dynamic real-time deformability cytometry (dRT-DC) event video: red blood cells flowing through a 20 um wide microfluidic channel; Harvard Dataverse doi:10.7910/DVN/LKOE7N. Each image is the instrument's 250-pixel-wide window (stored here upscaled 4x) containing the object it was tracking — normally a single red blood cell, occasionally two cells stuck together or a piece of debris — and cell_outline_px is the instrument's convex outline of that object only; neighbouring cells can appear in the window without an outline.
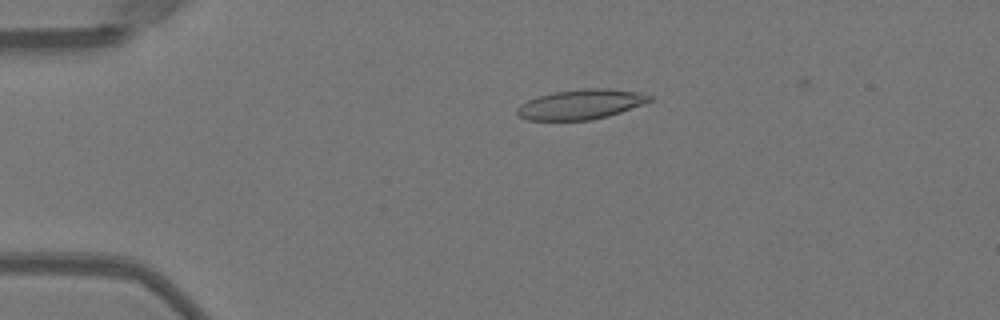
{"species": "Egyptian fruit bat (a non-hibernating species)", "species_latin": "Rousettus aegyptiacus", "temperature_condition": "warm", "stored_images_in_passage": 48, "camera_frame_rate_fps": 3000, "um_per_image_px": 0.085, "animal": {"sex": "female"}, "frame": {"image": 1, "passage_image": 8, "time_ms": 2.333, "image_size_px": [1000, 320], "cell_outline_px": [[652, 100], [644, 104], [608, 116], [592, 120], [528, 120], [520, 116], [516, 112], [516, 108], [520, 104], [528, 100], [540, 96], [556, 92], [584, 88], [608, 88], [640, 92], [652, 96]], "centroid_in_image_um": [49.4, 8.87], "position_along_channel_um": 35.6, "area_um2": 23.0}}
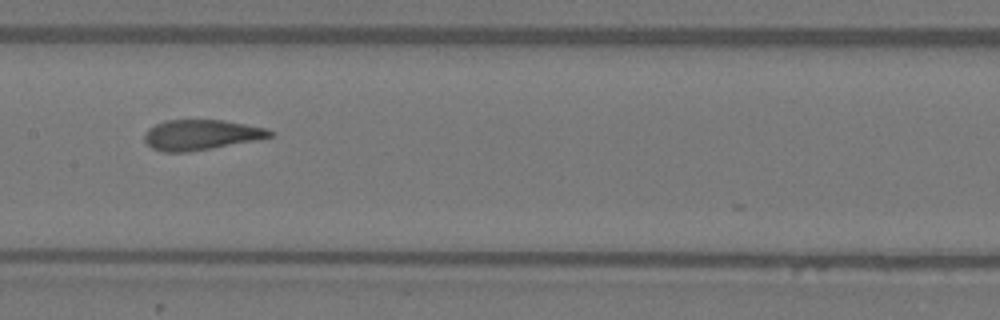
{"frame": {"image": 2, "passage_image": 23, "time_ms": 7.333, "image_size_px": [1000, 320], "cell_outline_px": [[272, 136], [212, 148], [188, 152], [164, 152], [152, 148], [144, 140], [144, 132], [148, 128], [164, 120], [224, 120], [268, 128], [272, 132]], "centroid_in_image_um": [17.03, 11.45], "position_along_channel_um": 190.4, "area_um2": 21.96}}
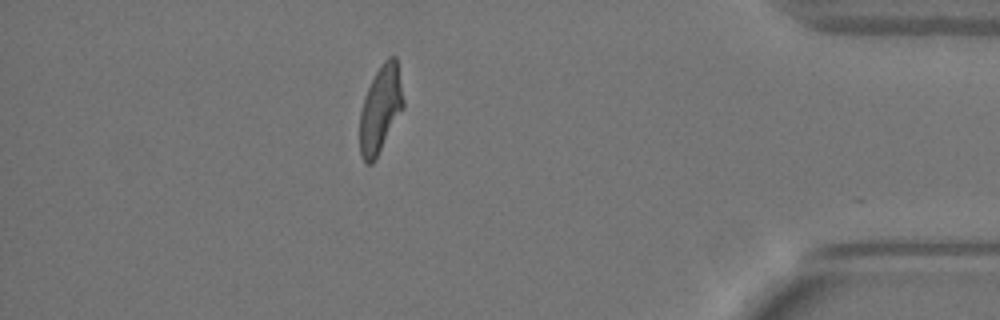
{"frame": {"image": 3, "passage_image": 42, "time_ms": 13.667, "image_size_px": [1000, 320], "cell_outline_px": [[404, 108], [372, 164], [364, 164], [360, 156], [360, 112], [364, 96], [376, 72], [384, 60], [388, 56], [396, 56], [404, 100]], "centroid_in_image_um": [32.33, 9.28], "position_along_channel_um": 402.9, "area_um2": 22.02}, "authors_computed_cell_mechanics": {"area_um2": 22.8599, "velocity_mm_per_s": 3.9877, "shape_relaxation_time_tau1_ms": 5.0474, "shape_relaxation_time_tau2_ms": 1.1946, "deformation_change_tau1": 0.2099, "deformation_change_tau2": 0.0855}}